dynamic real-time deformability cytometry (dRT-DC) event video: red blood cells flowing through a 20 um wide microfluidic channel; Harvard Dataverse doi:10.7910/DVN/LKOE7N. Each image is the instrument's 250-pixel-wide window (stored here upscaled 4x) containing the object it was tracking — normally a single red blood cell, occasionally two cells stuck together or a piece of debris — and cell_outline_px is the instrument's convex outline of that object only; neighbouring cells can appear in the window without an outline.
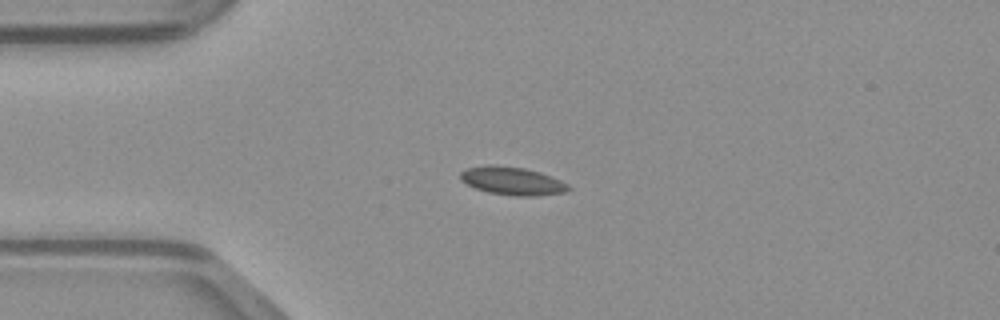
{"species": "common noctule bat (a hibernating species)", "species_latin": "Nyctalus noctula", "temperature_condition": "warm", "stored_images_in_passage": 38, "camera_frame_rate_fps": 3000, "um_per_image_px": 0.085, "animal": {"sex": "male", "body_mass_g": 23.1, "forearm_length_mm": 52.7}, "frame": {"image": 1, "passage_image": 1, "time_ms": 0.0, "image_size_px": [1000, 320], "cell_outline_px": [[572, 188], [564, 192], [536, 196], [516, 196], [488, 192], [476, 188], [460, 180], [460, 172], [468, 168], [484, 164], [496, 164], [524, 168], [540, 172], [552, 176], [568, 184]], "centroid_in_image_um": [43.54, 15.36], "position_along_channel_um": 41.5, "area_um2": 17.8}}
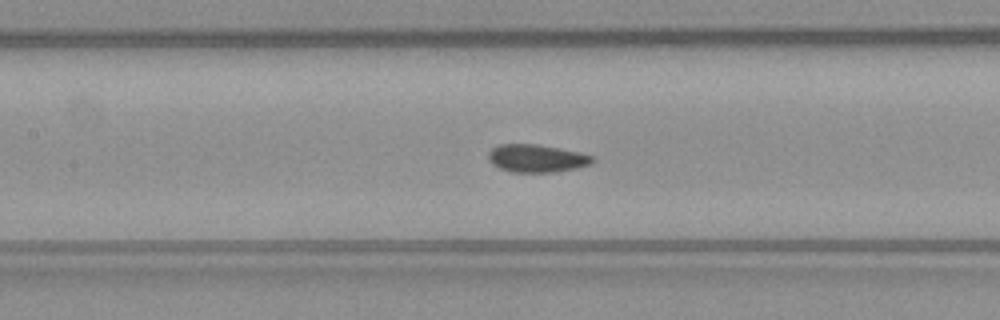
{"frame": {"image": 2, "passage_image": 11, "time_ms": 3.333, "image_size_px": [1000, 320], "cell_outline_px": [[596, 160], [592, 164], [576, 168], [556, 172], [512, 172], [500, 168], [492, 164], [488, 160], [488, 152], [492, 148], [500, 144], [536, 144], [560, 148], [580, 152], [592, 156]], "centroid_in_image_um": [45.63, 13.46], "position_along_channel_um": 161.8, "area_um2": 16.99}}
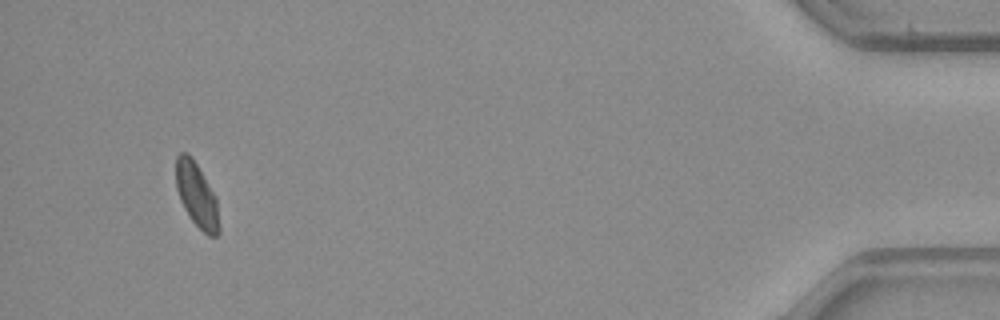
{"frame": {"image": 3, "passage_image": 35, "time_ms": 11.333, "image_size_px": [1000, 320], "cell_outline_px": [[220, 232], [216, 236], [208, 236], [188, 216], [180, 200], [176, 188], [176, 156], [180, 152], [188, 152], [192, 156], [216, 196], [220, 228]], "centroid_in_image_um": [16.72, 16.56], "position_along_channel_um": 418.5, "area_um2": 16.36}}